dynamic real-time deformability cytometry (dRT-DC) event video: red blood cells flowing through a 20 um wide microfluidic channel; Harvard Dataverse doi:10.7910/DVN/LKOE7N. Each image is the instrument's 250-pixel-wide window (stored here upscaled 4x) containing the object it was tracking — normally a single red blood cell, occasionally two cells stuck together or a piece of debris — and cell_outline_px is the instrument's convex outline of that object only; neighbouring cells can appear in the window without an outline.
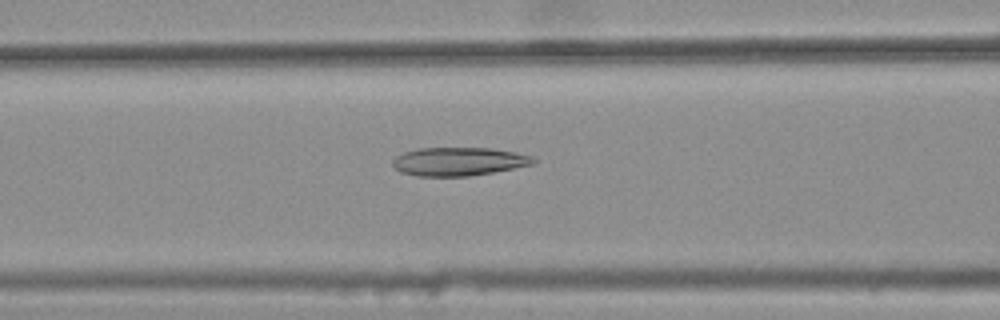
{"species": "common noctule bat (a hibernating species)", "species_latin": "Nyctalus noctula", "temperature_condition": "warm", "stored_images_in_passage": 45, "camera_frame_rate_fps": 3000, "um_per_image_px": 0.085, "animal": {"sex": "female", "body_mass_g": 25.1}, "frame": {"image": 1, "passage_image": 20, "time_ms": 6.333, "image_size_px": [1000, 320], "cell_outline_px": [[536, 160], [532, 164], [492, 172], [468, 176], [416, 176], [400, 172], [392, 164], [392, 160], [396, 156], [404, 152], [416, 148], [492, 148], [516, 152], [532, 156]], "centroid_in_image_um": [38.95, 13.72], "position_along_channel_um": 127.7, "area_um2": 23.24}}
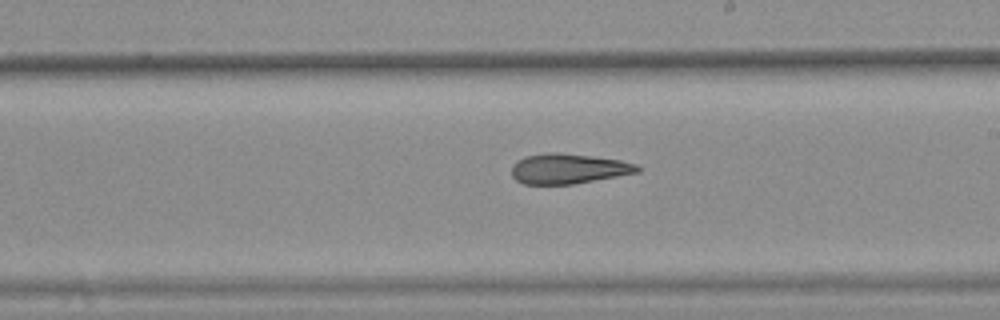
{"frame": {"image": 2, "passage_image": 29, "time_ms": 9.333, "image_size_px": [1000, 320], "cell_outline_px": [[640, 172], [572, 184], [524, 184], [516, 180], [512, 176], [512, 164], [516, 160], [524, 156], [544, 152], [560, 152], [592, 156], [620, 160], [636, 164], [640, 168]], "centroid_in_image_um": [48.27, 14.32], "position_along_channel_um": 240.7, "area_um2": 22.2}}
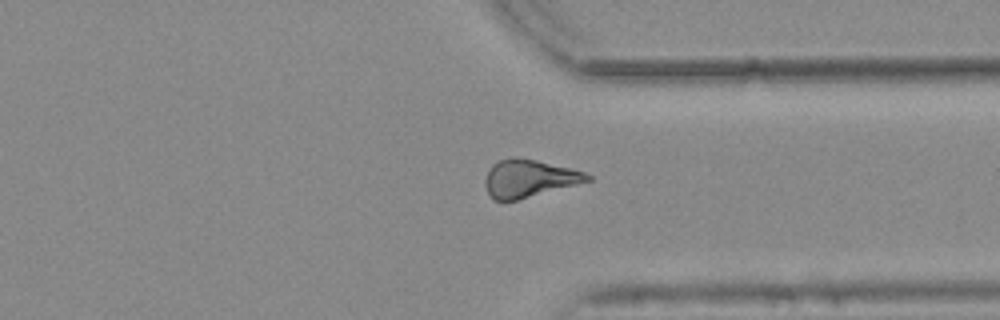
{"frame": {"image": 3, "passage_image": 39, "time_ms": 12.667, "image_size_px": [1000, 320], "cell_outline_px": [[592, 180], [516, 200], [492, 200], [484, 184], [484, 180], [488, 168], [492, 164], [500, 160], [512, 156], [516, 156], [536, 160], [572, 168], [584, 172], [592, 176]], "centroid_in_image_um": [44.93, 15.15], "position_along_channel_um": 366.5, "area_um2": 22.43}, "authors_computed_cell_mechanics": {"area_um2": 22.8888, "velocity_mm_per_s": 3.7811, "shape_relaxation_time_tau1_ms": null, "shape_relaxation_time_tau2_ms": 6.9699, "deformation_change_tau1": null, "deformation_change_tau2": 0.1781}}